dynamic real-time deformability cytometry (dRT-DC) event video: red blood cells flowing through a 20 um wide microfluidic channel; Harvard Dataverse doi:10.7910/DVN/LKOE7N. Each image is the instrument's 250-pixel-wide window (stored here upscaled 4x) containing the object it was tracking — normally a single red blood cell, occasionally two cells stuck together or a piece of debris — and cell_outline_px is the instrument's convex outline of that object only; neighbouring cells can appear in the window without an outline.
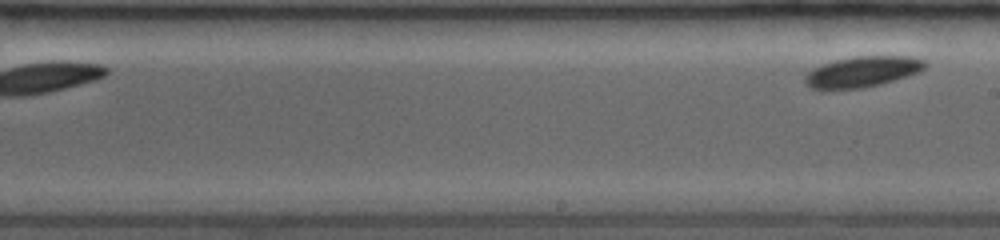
{"species": "common noctule bat (a hibernating species)", "species_latin": "Nyctalus noctula", "temperature_condition": "room temperature", "stored_images_in_passage": 19, "segment_of_instrument_passage": [2, 2], "camera_frame_rate_fps": 3500, "um_per_image_px": 0.085, "animal": {"sex": "female", "body_mass_g": 19.0, "forearm_length_mm": 53.3}, "frame": {"image": 1, "passage_image": 19, "time_ms": 6.286, "image_size_px": [1000, 240], "cell_outline_px": [[928, 64], [920, 72], [880, 84], [860, 88], [812, 88], [804, 84], [804, 80], [808, 72], [812, 68], [836, 60], [856, 56], [912, 56], [928, 60]], "centroid_in_image_um": [73.37, 6.07], "position_along_channel_um": 215.6, "area_um2": 21.33}}